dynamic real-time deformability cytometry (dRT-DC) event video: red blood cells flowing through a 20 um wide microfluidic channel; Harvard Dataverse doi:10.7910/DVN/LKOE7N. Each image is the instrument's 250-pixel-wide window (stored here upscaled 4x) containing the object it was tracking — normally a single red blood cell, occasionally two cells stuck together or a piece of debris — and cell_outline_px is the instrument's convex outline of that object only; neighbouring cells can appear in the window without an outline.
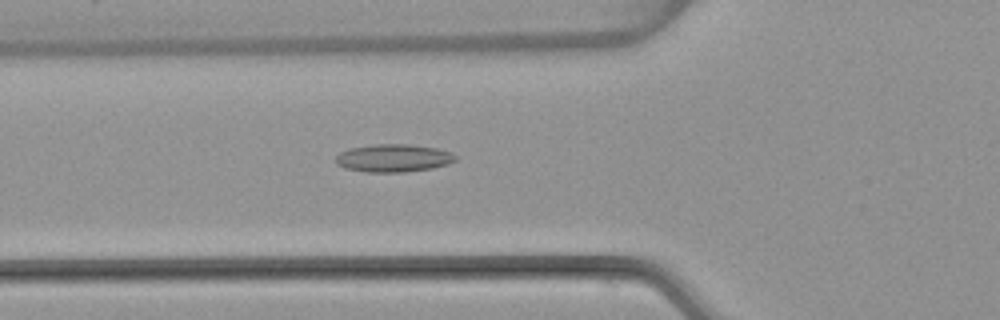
{"species": "common noctule bat (a hibernating species)", "species_latin": "Nyctalus noctula", "temperature_condition": "warm", "stored_images_in_passage": 53, "camera_frame_rate_fps": 3000, "um_per_image_px": 0.085, "animal": {"sex": "female", "body_mass_g": 22.7, "forearm_length_mm": 54.2}, "frame": {"image": 1, "passage_image": 19, "time_ms": 6.0, "image_size_px": [1000, 320], "cell_outline_px": [[456, 160], [448, 164], [432, 168], [404, 172], [364, 172], [344, 168], [336, 164], [336, 156], [340, 152], [348, 148], [372, 144], [408, 144], [436, 148], [452, 152], [456, 156]], "centroid_in_image_um": [33.42, 13.43], "position_along_channel_um": 92.4, "area_um2": 19.59}}
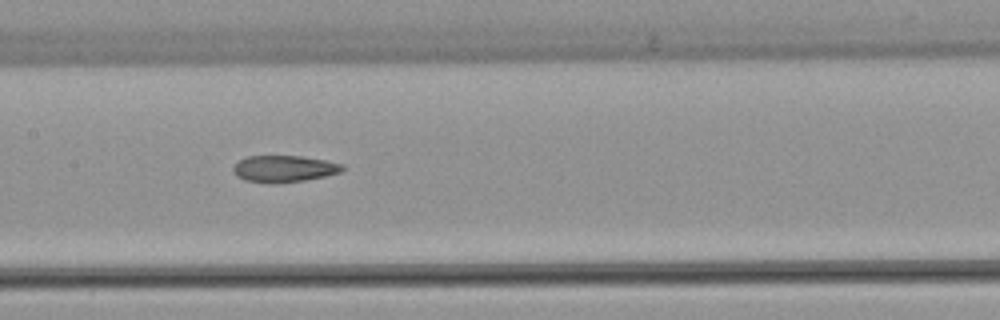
{"frame": {"image": 2, "passage_image": 26, "time_ms": 8.333, "image_size_px": [1000, 320], "cell_outline_px": [[344, 168], [340, 172], [324, 176], [304, 180], [272, 184], [268, 184], [244, 180], [236, 176], [232, 168], [240, 160], [248, 156], [300, 156], [324, 160], [344, 164]], "centroid_in_image_um": [24.12, 14.35], "position_along_channel_um": 183.3, "area_um2": 16.94}}
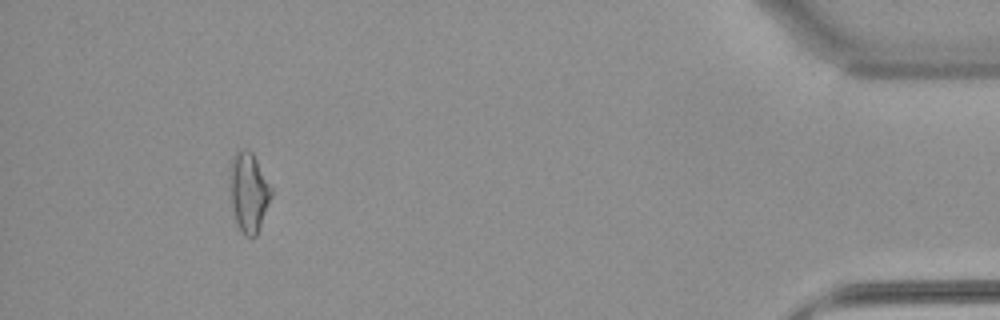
{"frame": {"image": 3, "passage_image": 49, "time_ms": 16.0, "image_size_px": [1000, 320], "cell_outline_px": [[272, 196], [256, 236], [244, 236], [232, 212], [228, 172], [232, 156], [240, 148], [248, 148], [252, 152], [272, 188]], "centroid_in_image_um": [21.11, 16.28], "position_along_channel_um": 414.1, "area_um2": 19.42}, "authors_computed_cell_mechanics": {"area_um2": 17.8024, "velocity_mm_per_s": 3.8727, "shape_relaxation_time_tau1_ms": 10.6472, "shape_relaxation_time_tau2_ms": 3.6307, "deformation_change_tau1": 0.2056, "deformation_change_tau2": 0.1349}}